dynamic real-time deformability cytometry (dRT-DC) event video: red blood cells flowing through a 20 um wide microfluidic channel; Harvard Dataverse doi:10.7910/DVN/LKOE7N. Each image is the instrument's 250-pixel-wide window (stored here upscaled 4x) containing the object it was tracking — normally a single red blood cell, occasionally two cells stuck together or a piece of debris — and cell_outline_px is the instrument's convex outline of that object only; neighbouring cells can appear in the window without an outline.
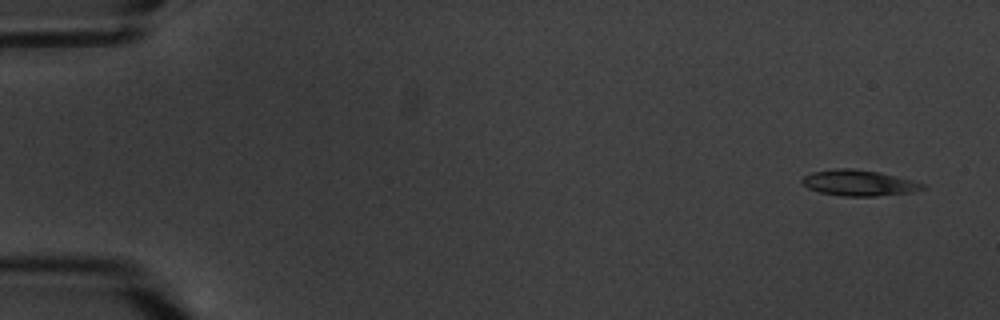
{"species": "common noctule bat (a hibernating species)", "species_latin": "Nyctalus noctula", "temperature_condition": "warm", "stored_images_in_passage": 8, "camera_frame_rate_fps": 3000, "um_per_image_px": 0.085, "animal": {"sex": "male", "body_mass_g": 20.1, "forearm_length_mm": 53.5}, "frame": {"image": 1, "passage_image": 1, "time_ms": 0.0, "image_size_px": [1000, 320], "cell_outline_px": [[924, 188], [912, 192], [876, 196], [844, 196], [820, 192], [808, 188], [800, 180], [804, 176], [812, 172], [840, 168], [848, 168], [880, 172], [912, 180], [924, 184]], "centroid_in_image_um": [72.99, 15.55], "position_along_channel_um": 12.0, "area_um2": 17.92}}
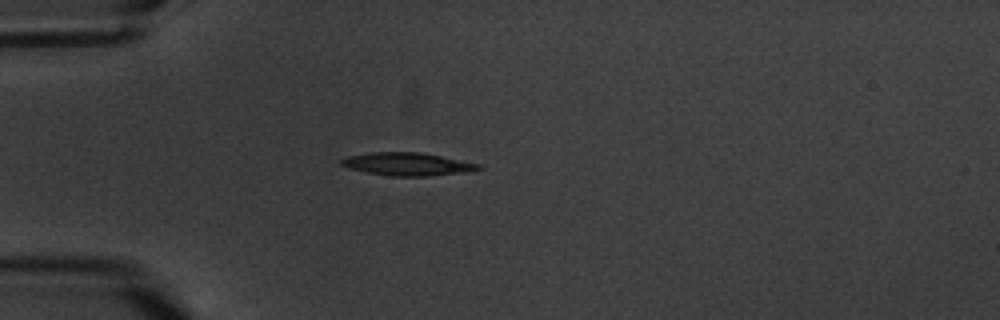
{"frame": {"image": 2, "passage_image": 5, "time_ms": 4.667, "image_size_px": [1000, 320], "cell_outline_px": [[484, 168], [468, 172], [428, 176], [392, 176], [368, 172], [348, 168], [340, 164], [340, 160], [348, 156], [372, 152], [420, 152], [480, 164]], "centroid_in_image_um": [34.65, 13.95], "position_along_channel_um": 50.4, "area_um2": 18.21}}